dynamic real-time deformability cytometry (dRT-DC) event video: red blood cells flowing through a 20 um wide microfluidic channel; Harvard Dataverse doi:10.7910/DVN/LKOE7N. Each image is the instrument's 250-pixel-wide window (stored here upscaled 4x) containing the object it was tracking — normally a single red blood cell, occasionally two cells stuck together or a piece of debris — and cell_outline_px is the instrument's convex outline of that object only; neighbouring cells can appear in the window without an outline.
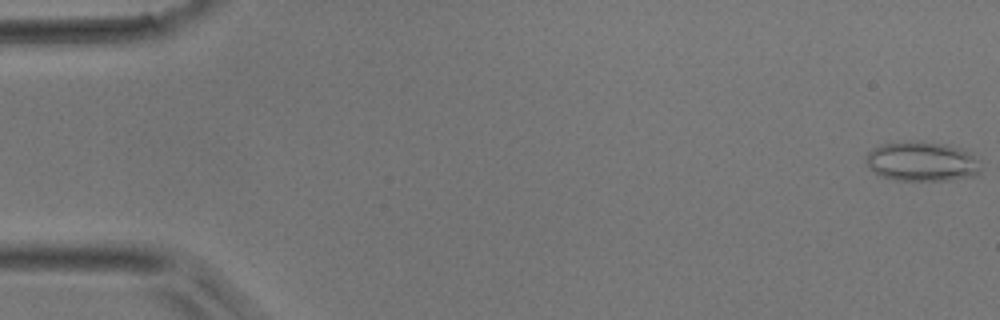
{"species": "common noctule bat (a hibernating species)", "species_latin": "Nyctalus noctula", "temperature_condition": "room temperature", "stored_images_in_passage": 46, "camera_frame_rate_fps": 3000, "um_per_image_px": 0.085, "animal": {"sex": "male", "body_mass_g": 17.9}, "frame": {"image": 1, "passage_image": 1, "time_ms": 0.0, "image_size_px": [1000, 320], "cell_outline_px": [[980, 172], [976, 176], [948, 180], [896, 180], [880, 176], [864, 160], [868, 152], [872, 148], [880, 144], [920, 140], [948, 144], [960, 148], [968, 152], [980, 160]], "centroid_in_image_um": [78.39, 13.71], "position_along_channel_um": 6.6, "area_um2": 26.76}}
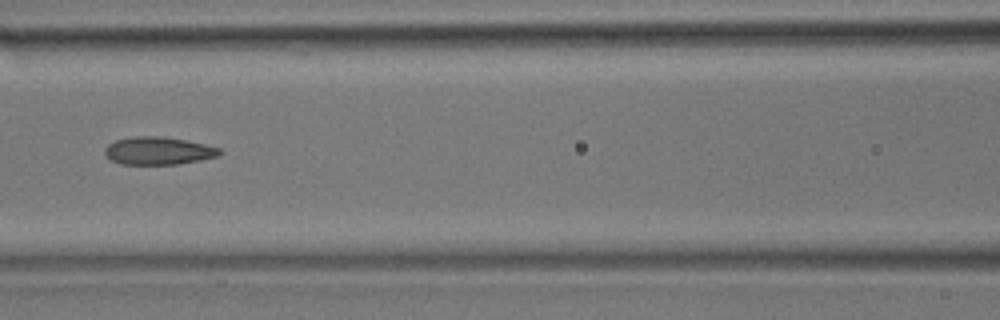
{"frame": {"image": 2, "passage_image": 21, "time_ms": 6.667, "image_size_px": [1000, 320], "cell_outline_px": [[224, 152], [216, 156], [200, 160], [180, 164], [120, 164], [112, 160], [104, 152], [104, 148], [108, 144], [116, 140], [132, 136], [160, 136], [184, 140], [204, 144], [220, 148]], "centroid_in_image_um": [13.45, 12.81], "position_along_channel_um": 153.1, "area_um2": 18.5}}
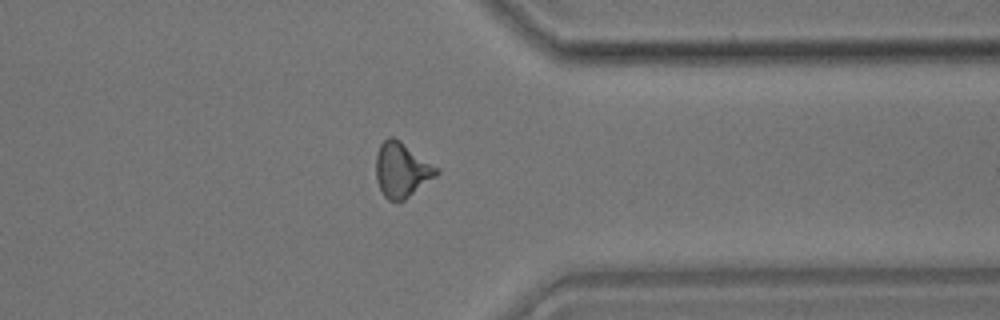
{"frame": {"image": 3, "passage_image": 37, "time_ms": 12.0, "image_size_px": [1000, 320], "cell_outline_px": [[440, 172], [436, 176], [404, 200], [388, 200], [384, 196], [376, 180], [376, 156], [380, 144], [388, 136], [392, 136], [400, 140], [440, 168]], "centroid_in_image_um": [34.16, 14.41], "position_along_channel_um": 377.2, "area_um2": 19.36}}